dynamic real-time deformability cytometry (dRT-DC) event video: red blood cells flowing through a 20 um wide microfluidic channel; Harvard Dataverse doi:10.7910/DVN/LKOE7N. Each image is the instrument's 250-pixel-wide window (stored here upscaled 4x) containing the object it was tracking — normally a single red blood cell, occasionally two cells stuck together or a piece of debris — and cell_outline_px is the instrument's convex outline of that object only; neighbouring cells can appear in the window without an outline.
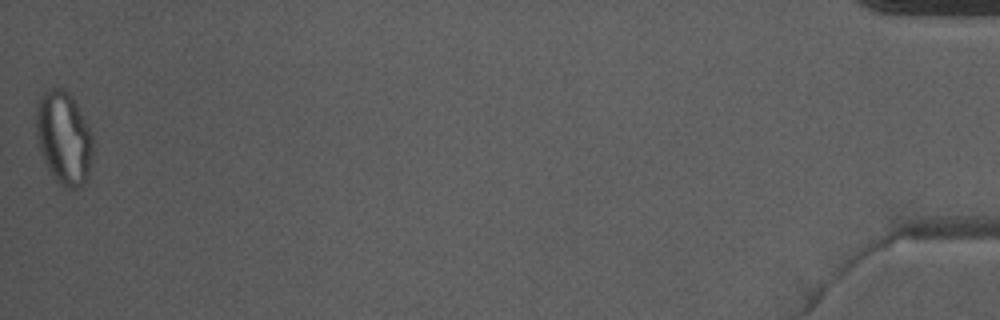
{"species": "Egyptian fruit bat (a non-hibernating species)", "species_latin": "Rousettus aegyptiacus", "temperature_condition": "warm", "stored_images_in_passage": 38, "camera_frame_rate_fps": 3000, "um_per_image_px": 0.085, "animal": {"sex": "male"}, "frame": {"image": 1, "passage_image": 38, "time_ms": 12.333, "image_size_px": [1000, 320], "cell_outline_px": [[92, 152], [88, 180], [84, 184], [76, 188], [64, 188], [60, 184], [48, 168], [44, 160], [36, 136], [36, 108], [44, 92], [48, 88], [60, 88], [68, 92], [72, 96], [92, 136]], "centroid_in_image_um": [5.42, 11.74], "position_along_channel_um": 429.8, "area_um2": 30.35}, "authors_computed_cell_mechanics": {"area_um2": 26.3857, "velocity_mm_per_s": 4.0258, "shape_relaxation_time_tau1_ms": null, "shape_relaxation_time_tau2_ms": 1.3997, "deformation_change_tau1": null, "deformation_change_tau2": 0.0683}}